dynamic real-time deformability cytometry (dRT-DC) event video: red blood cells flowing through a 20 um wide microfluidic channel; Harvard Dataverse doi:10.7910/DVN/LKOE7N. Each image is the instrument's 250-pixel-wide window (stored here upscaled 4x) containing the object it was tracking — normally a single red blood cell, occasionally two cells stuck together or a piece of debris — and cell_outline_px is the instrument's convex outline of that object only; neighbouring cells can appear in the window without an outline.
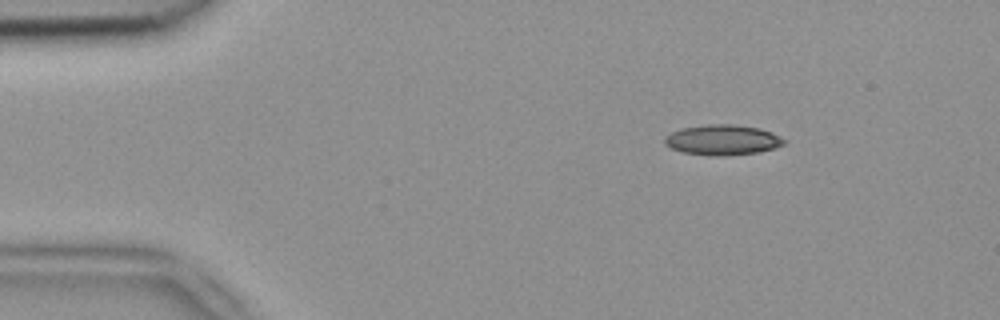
{"species": "common noctule bat (a hibernating species)", "species_latin": "Nyctalus noctula", "temperature_condition": "room temperature", "stored_images_in_passage": 45, "camera_frame_rate_fps": 3000, "um_per_image_px": 0.085, "animal": {"sex": "female", "body_mass_g": 18.4}, "frame": {"image": 1, "passage_image": 1, "time_ms": 0.0, "image_size_px": [1000, 320], "cell_outline_px": [[788, 140], [784, 144], [776, 148], [760, 152], [728, 156], [716, 156], [684, 152], [672, 148], [664, 144], [664, 136], [680, 128], [704, 124], [736, 124], [760, 128], [772, 132]], "centroid_in_image_um": [61.45, 11.88], "position_along_channel_um": 23.5, "area_um2": 21.44}}
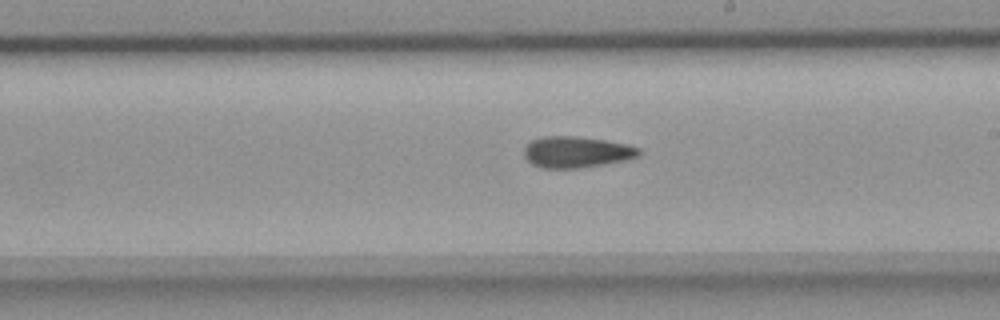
{"frame": {"image": 2, "passage_image": 23, "time_ms": 7.333, "image_size_px": [1000, 320], "cell_outline_px": [[640, 152], [636, 156], [624, 160], [604, 164], [576, 168], [544, 168], [532, 164], [524, 156], [524, 148], [532, 140], [544, 136], [576, 136], [604, 140], [628, 144], [640, 148]], "centroid_in_image_um": [48.98, 12.91], "position_along_channel_um": 240.0, "area_um2": 20.69}}
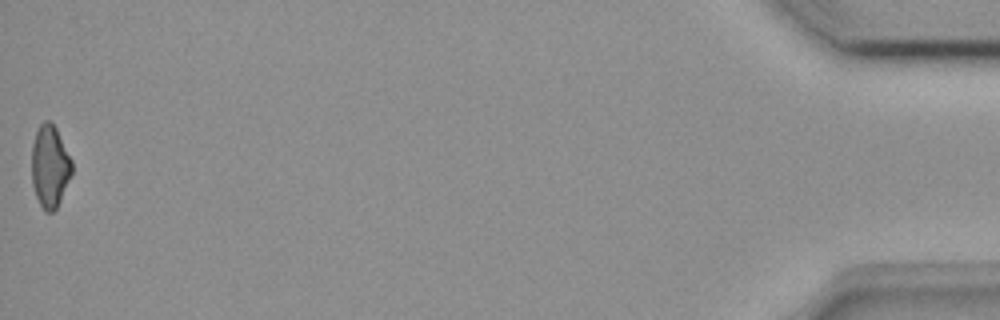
{"frame": {"image": 3, "passage_image": 45, "time_ms": 14.667, "image_size_px": [1000, 320], "cell_outline_px": [[72, 172], [60, 200], [56, 208], [52, 212], [44, 212], [36, 196], [32, 184], [32, 144], [36, 132], [40, 124], [44, 120], [48, 120], [56, 128], [72, 160]], "centroid_in_image_um": [4.23, 14.14], "position_along_channel_um": 431.0, "area_um2": 19.13}, "authors_computed_cell_mechanics": {"area_um2": 20.5768, "velocity_mm_per_s": 3.9376, "shape_relaxation_time_tau1_ms": null, "shape_relaxation_time_tau2_ms": 7.8509, "deformation_change_tau1": null, "deformation_change_tau2": 0.1806}}